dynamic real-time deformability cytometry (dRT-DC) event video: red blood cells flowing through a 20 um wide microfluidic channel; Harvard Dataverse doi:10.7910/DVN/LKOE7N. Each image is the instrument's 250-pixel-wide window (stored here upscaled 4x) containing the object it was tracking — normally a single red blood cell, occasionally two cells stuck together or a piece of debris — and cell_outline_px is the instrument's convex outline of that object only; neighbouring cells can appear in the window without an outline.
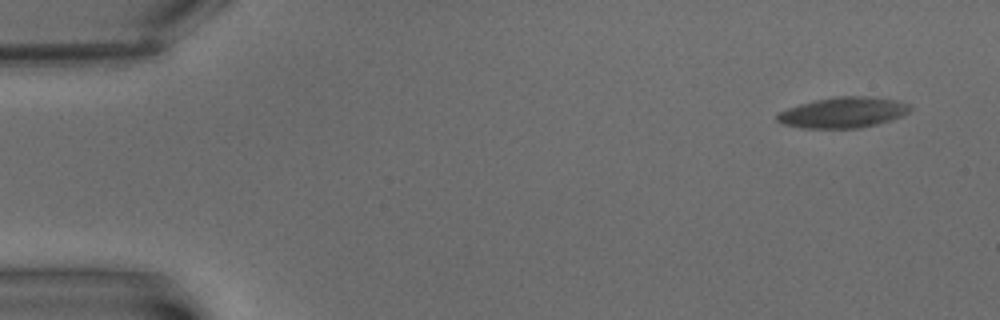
{"species": "common noctule bat (a hibernating species)", "species_latin": "Nyctalus noctula", "temperature_condition": "warm", "stored_images_in_passage": 9, "camera_frame_rate_fps": 3000, "um_per_image_px": 0.085, "animal": {"sex": "male", "body_mass_g": 15.6}, "frame": {"image": 1, "passage_image": 1, "time_ms": 0.0, "image_size_px": [1000, 320], "cell_outline_px": [[912, 108], [904, 116], [892, 120], [860, 128], [800, 128], [780, 124], [776, 120], [776, 116], [780, 112], [788, 108], [800, 104], [816, 100], [836, 96], [868, 96], [896, 100], [908, 104]], "centroid_in_image_um": [71.66, 9.57], "position_along_channel_um": 13.3, "area_um2": 23.87}}
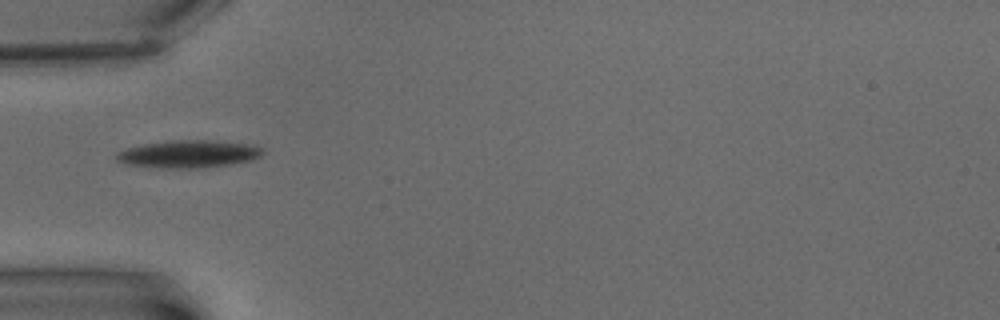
{"frame": {"image": 2, "passage_image": 6, "time_ms": 6.0, "image_size_px": [1000, 320], "cell_outline_px": [[264, 152], [260, 156], [252, 160], [232, 164], [196, 168], [160, 168], [124, 164], [116, 160], [116, 152], [128, 148], [144, 144], [168, 140], [212, 140], [256, 144], [264, 148]], "centroid_in_image_um": [16.07, 13.08], "position_along_channel_um": 68.9, "area_um2": 23.81}}
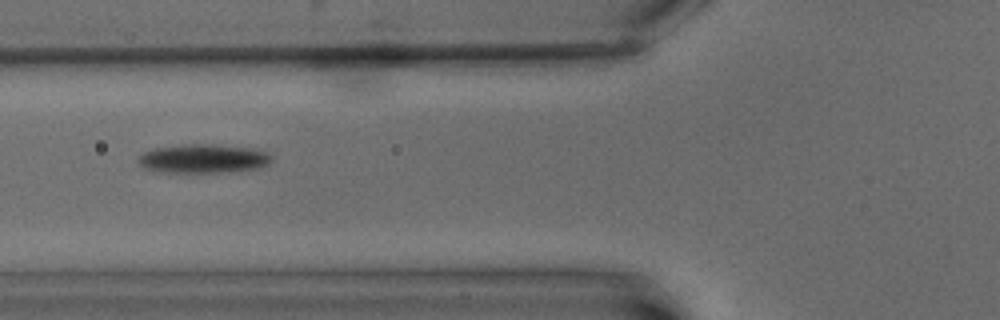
{"frame": {"image": 3, "passage_image": 7, "time_ms": 7.333, "image_size_px": [1000, 320], "cell_outline_px": [[272, 160], [268, 164], [260, 168], [232, 172], [152, 172], [144, 168], [136, 160], [144, 152], [152, 148], [188, 144], [208, 144], [252, 148], [268, 152], [272, 156]], "centroid_in_image_um": [17.28, 13.49], "position_along_channel_um": 108.5, "area_um2": 22.72}}